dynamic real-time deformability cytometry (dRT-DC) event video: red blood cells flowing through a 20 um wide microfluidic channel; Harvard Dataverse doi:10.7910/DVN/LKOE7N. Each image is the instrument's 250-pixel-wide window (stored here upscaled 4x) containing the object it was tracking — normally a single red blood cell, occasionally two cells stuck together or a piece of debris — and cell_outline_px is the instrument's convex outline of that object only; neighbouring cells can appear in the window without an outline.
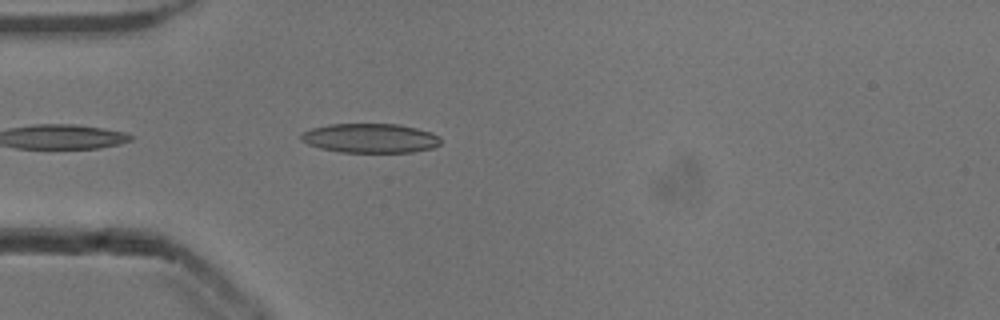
{"species": "common noctule bat (a hibernating species)", "species_latin": "Nyctalus noctula", "temperature_condition": "cold", "stored_images_in_passage": 8, "camera_frame_rate_fps": 3000, "um_per_image_px": 0.085, "animal": {"sex": "male", "body_mass_g": 13.3}, "frame": {"image": 1, "passage_image": 4, "time_ms": 1.0, "image_size_px": [1000, 320], "cell_outline_px": [[440, 144], [432, 148], [412, 152], [340, 152], [320, 148], [308, 144], [300, 140], [300, 132], [312, 128], [328, 124], [400, 124], [432, 132], [440, 136]], "centroid_in_image_um": [31.45, 11.74], "position_along_channel_um": 53.5, "area_um2": 24.04}}